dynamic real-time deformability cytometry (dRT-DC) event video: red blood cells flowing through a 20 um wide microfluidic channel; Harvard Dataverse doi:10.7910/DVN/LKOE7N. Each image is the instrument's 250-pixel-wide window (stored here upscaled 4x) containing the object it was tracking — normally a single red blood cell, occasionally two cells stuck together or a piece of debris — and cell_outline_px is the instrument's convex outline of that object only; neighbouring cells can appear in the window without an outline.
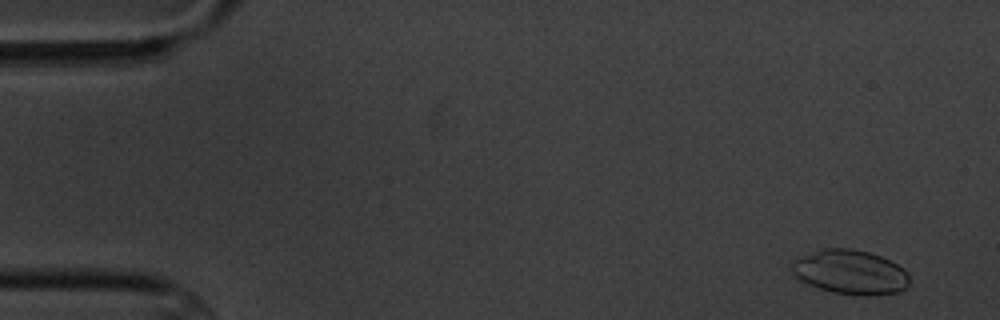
{"species": "common noctule bat (a hibernating species)", "species_latin": "Nyctalus noctula", "temperature_condition": "cold", "stored_images_in_passage": 4, "camera_frame_rate_fps": 3000, "um_per_image_px": 0.085, "animal": {"sex": "male", "body_mass_g": 20.1, "forearm_length_mm": 53.5}, "frame": {"image": 1, "passage_image": 1, "time_ms": 0.0, "image_size_px": [1000, 320], "cell_outline_px": [[908, 284], [900, 292], [872, 296], [860, 296], [832, 292], [808, 284], [800, 280], [792, 272], [792, 264], [796, 260], [804, 256], [824, 248], [852, 248], [868, 252], [880, 256], [904, 268], [908, 272]], "centroid_in_image_um": [72.32, 23.15], "position_along_channel_um": 12.7, "area_um2": 30.23}}